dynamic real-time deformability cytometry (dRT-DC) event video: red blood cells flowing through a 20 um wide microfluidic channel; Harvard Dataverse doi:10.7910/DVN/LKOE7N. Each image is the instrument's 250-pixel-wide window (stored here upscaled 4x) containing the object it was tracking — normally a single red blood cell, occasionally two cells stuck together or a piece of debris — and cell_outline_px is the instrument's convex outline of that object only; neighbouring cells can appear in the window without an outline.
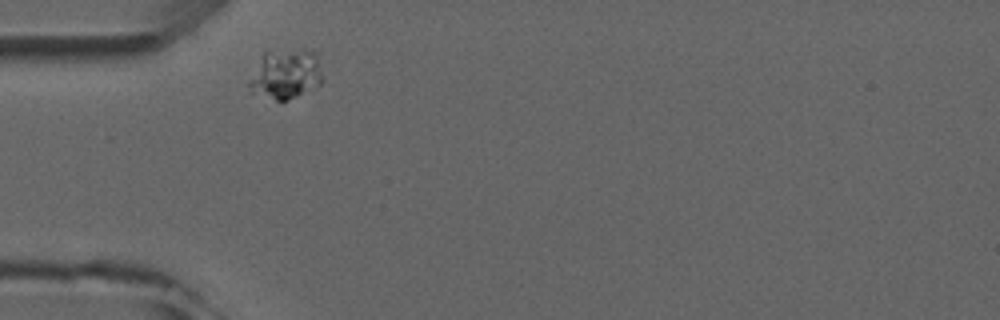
{"species": "common noctule bat (a hibernating species)", "species_latin": "Nyctalus noctula", "temperature_condition": "room temperature", "stored_images_in_passage": 3, "camera_frame_rate_fps": 3000, "um_per_image_px": 0.085, "animal": {"sex": "male", "forearm_length_mm": 52.5}, "frame": {"image": 1, "passage_image": 1, "time_ms": 0.0, "image_size_px": [1000, 320], "cell_outline_px": [[324, 80], [320, 84], [288, 100], [276, 100], [252, 92], [248, 84], [248, 80], [260, 56], [264, 52], [300, 48], [312, 48]], "centroid_in_image_um": [24.26, 6.26], "position_along_channel_um": 60.7, "area_um2": 21.33}}
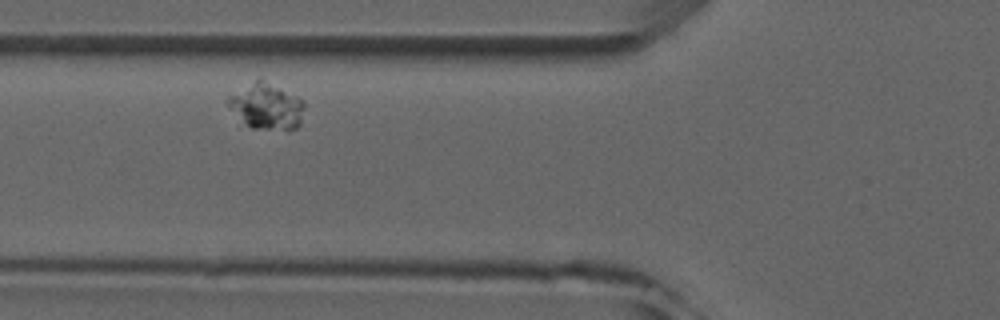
{"frame": {"image": 2, "passage_image": 2, "time_ms": 1.333, "image_size_px": [1000, 320], "cell_outline_px": [[304, 108], [300, 124], [296, 128], [252, 128], [228, 104], [228, 96], [260, 76], [304, 100]], "centroid_in_image_um": [22.7, 8.96], "position_along_channel_um": 103.1, "area_um2": 19.94}}
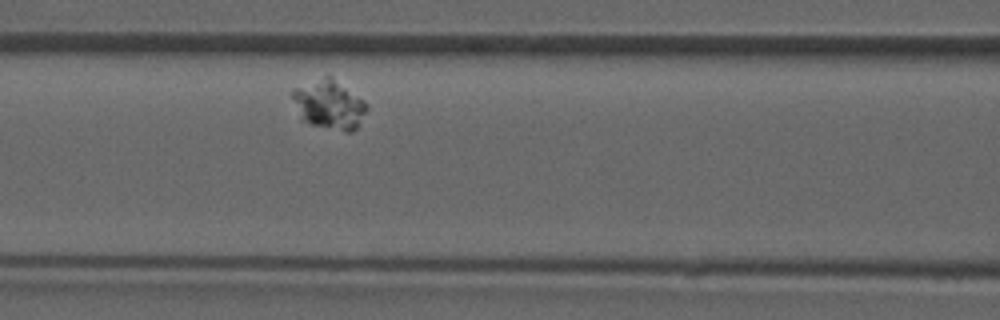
{"frame": {"image": 3, "passage_image": 3, "time_ms": 2.333, "image_size_px": [1000, 320], "cell_outline_px": [[368, 108], [356, 128], [352, 132], [348, 132], [312, 124], [300, 120], [292, 96], [292, 88], [324, 76], [332, 76], [364, 100], [368, 104]], "centroid_in_image_um": [27.97, 8.87], "position_along_channel_um": 138.6, "area_um2": 21.27}}